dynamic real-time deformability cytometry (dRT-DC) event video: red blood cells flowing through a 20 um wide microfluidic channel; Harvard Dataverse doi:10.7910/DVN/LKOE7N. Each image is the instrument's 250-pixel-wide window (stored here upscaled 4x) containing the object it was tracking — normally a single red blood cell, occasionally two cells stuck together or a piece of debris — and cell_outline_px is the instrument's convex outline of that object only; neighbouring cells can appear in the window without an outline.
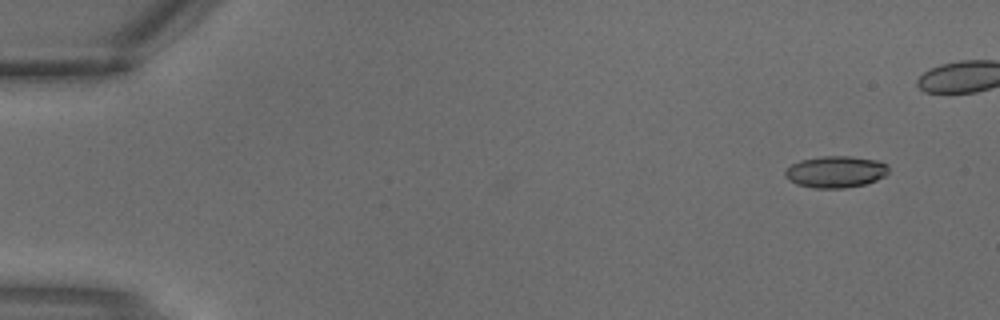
{"species": "common noctule bat (a hibernating species)", "species_latin": "Nyctalus noctula", "temperature_condition": "warm", "stored_images_in_passage": 4, "camera_frame_rate_fps": 3000, "um_per_image_px": 0.085, "animal": {"sex": "male", "body_mass_g": 18.8}, "frame": {"image": 1, "passage_image": 1, "time_ms": 0.0, "image_size_px": [1000, 320], "cell_outline_px": [[888, 172], [884, 176], [876, 180], [864, 184], [844, 188], [812, 188], [796, 184], [788, 180], [784, 176], [784, 172], [792, 164], [800, 160], [820, 156], [848, 156], [876, 160], [888, 164]], "centroid_in_image_um": [71.0, 14.6], "position_along_channel_um": 14.0, "area_um2": 19.13}}
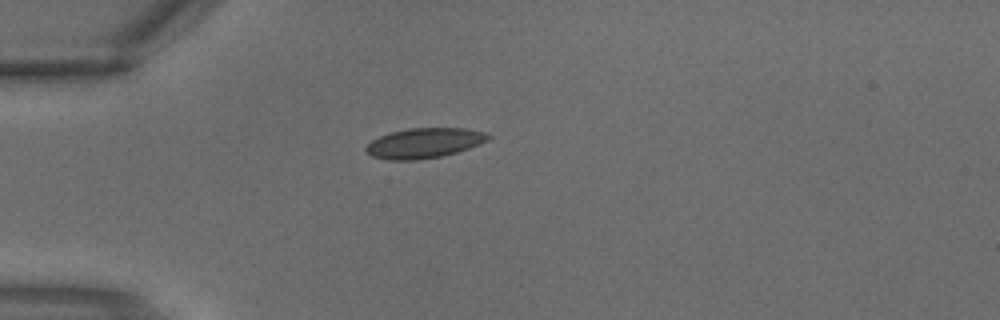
{"frame": {"image": 2, "passage_image": 4, "time_ms": 1.0, "image_size_px": [1000, 320], "cell_outline_px": [[492, 136], [488, 140], [480, 144], [456, 152], [440, 156], [416, 160], [388, 160], [372, 156], [364, 148], [372, 140], [380, 136], [392, 132], [408, 128], [464, 128], [484, 132]], "centroid_in_image_um": [36.06, 12.16], "position_along_channel_um": 48.9, "area_um2": 21.21}}